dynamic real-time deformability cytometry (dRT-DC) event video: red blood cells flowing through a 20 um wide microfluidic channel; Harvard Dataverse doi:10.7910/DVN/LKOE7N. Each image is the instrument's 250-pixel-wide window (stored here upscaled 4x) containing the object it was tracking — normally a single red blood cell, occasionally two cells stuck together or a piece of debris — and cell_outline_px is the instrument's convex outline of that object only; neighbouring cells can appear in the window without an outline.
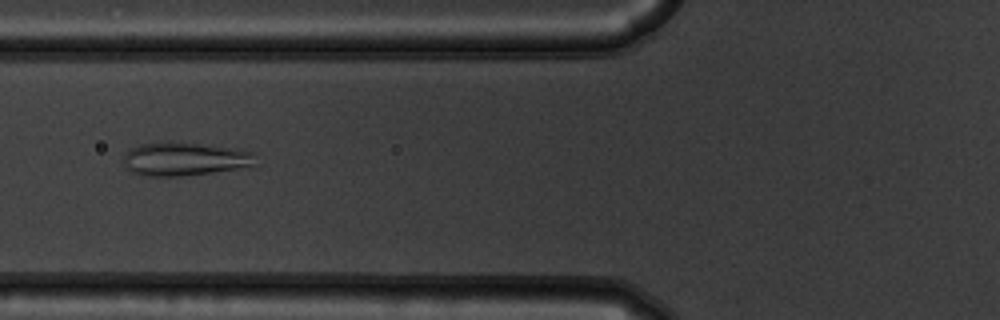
{"species": "common noctule bat (a hibernating species)", "species_latin": "Nyctalus noctula", "temperature_condition": "warm", "stored_images_in_passage": 52, "camera_frame_rate_fps": 3000, "um_per_image_px": 0.085, "animal": {"sex": "male", "body_mass_g": 19.5, "forearm_length_mm": 54.6}, "frame": {"image": 1, "passage_image": 21, "time_ms": 6.667, "image_size_px": [1000, 320], "cell_outline_px": [[256, 168], [180, 176], [148, 176], [132, 172], [124, 164], [124, 152], [140, 144], [168, 140], [240, 148], [256, 152]], "centroid_in_image_um": [15.84, 13.5], "position_along_channel_um": 110.0, "area_um2": 26.88}}
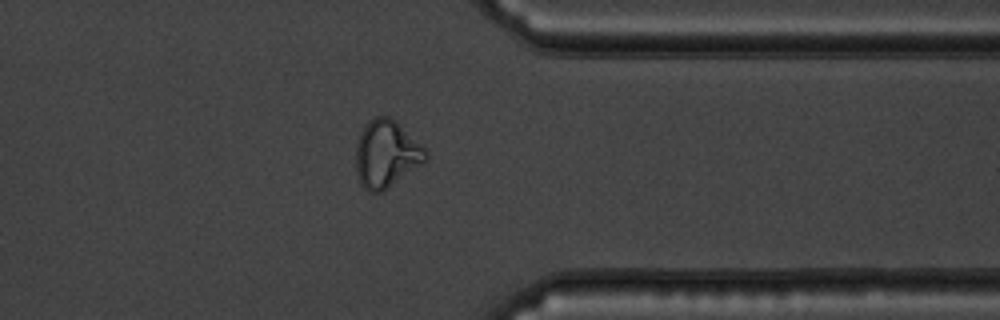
{"frame": {"image": 2, "passage_image": 43, "time_ms": 14.0, "image_size_px": [1000, 320], "cell_outline_px": [[428, 160], [380, 192], [368, 192], [360, 184], [356, 172], [356, 144], [360, 132], [368, 120], [376, 116], [388, 116], [396, 120], [428, 148]], "centroid_in_image_um": [32.86, 13.04], "position_along_channel_um": 378.5, "area_um2": 27.74}}
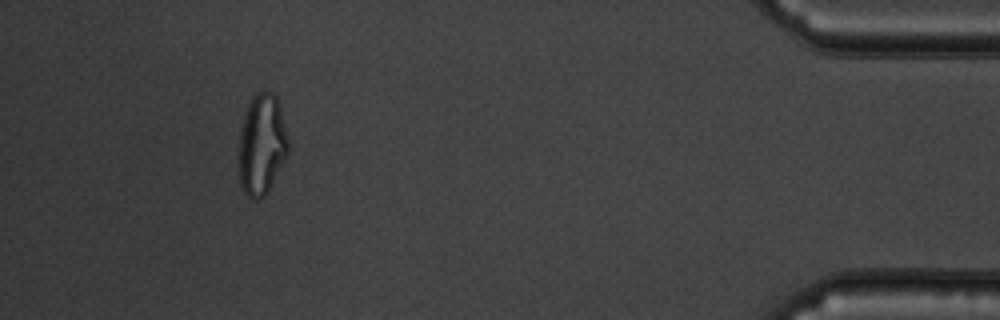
{"frame": {"image": 3, "passage_image": 50, "time_ms": 16.333, "image_size_px": [1000, 320], "cell_outline_px": [[288, 156], [268, 192], [264, 196], [256, 200], [252, 200], [244, 192], [240, 184], [240, 132], [244, 112], [252, 96], [256, 92], [272, 92], [276, 96], [280, 108], [288, 136]], "centroid_in_image_um": [22.27, 12.3], "position_along_channel_um": 412.9, "area_um2": 29.13}}